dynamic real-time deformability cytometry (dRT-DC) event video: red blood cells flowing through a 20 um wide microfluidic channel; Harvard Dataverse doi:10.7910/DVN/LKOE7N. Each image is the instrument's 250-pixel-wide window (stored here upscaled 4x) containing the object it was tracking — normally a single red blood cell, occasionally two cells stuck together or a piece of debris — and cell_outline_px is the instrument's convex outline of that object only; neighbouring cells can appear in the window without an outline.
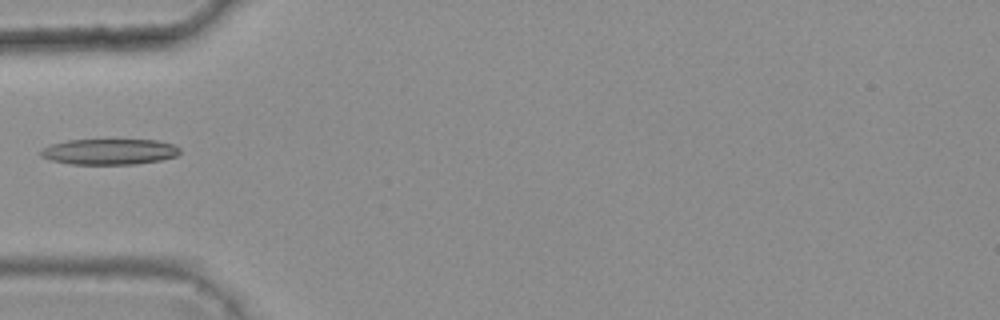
{"species": "common noctule bat (a hibernating species)", "species_latin": "Nyctalus noctula", "temperature_condition": "warm", "stored_images_in_passage": 2, "camera_frame_rate_fps": 3000, "um_per_image_px": 0.085, "animal": {"sex": "female", "body_mass_g": 25.1}, "frame": {"image": 1, "passage_image": 2, "time_ms": 0.333, "image_size_px": [1000, 320], "cell_outline_px": [[180, 152], [176, 156], [160, 160], [136, 164], [72, 164], [52, 160], [40, 156], [40, 152], [44, 148], [52, 144], [68, 140], [156, 140], [172, 144], [180, 148]], "centroid_in_image_um": [9.31, 12.89], "position_along_channel_um": 75.7, "area_um2": 20.69}}